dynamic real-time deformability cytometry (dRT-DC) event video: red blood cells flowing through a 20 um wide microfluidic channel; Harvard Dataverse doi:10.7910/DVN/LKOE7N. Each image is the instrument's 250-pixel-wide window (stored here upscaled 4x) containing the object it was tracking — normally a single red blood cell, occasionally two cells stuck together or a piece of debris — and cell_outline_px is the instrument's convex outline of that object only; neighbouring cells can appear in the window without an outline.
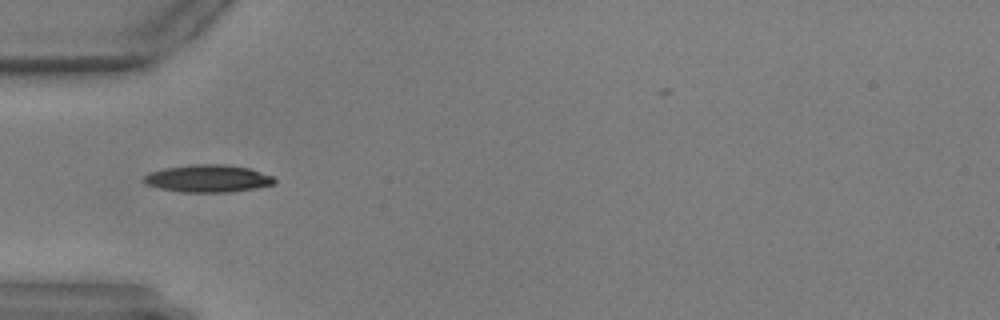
{"species": "common noctule bat (a hibernating species)", "species_latin": "Nyctalus noctula", "temperature_condition": "warm", "stored_images_in_passage": 36, "camera_frame_rate_fps": 3000, "um_per_image_px": 0.085, "animal": {"sex": "male", "body_mass_g": 17.9, "forearm_length_mm": 54.2}, "frame": {"image": 1, "passage_image": 1, "time_ms": 0.0, "image_size_px": [1000, 320], "cell_outline_px": [[276, 184], [256, 188], [228, 192], [184, 192], [160, 188], [148, 184], [144, 180], [144, 176], [148, 172], [164, 168], [192, 164], [224, 164], [248, 168], [272, 176], [276, 180]], "centroid_in_image_um": [17.69, 15.17], "position_along_channel_um": 67.3, "area_um2": 20.75}}
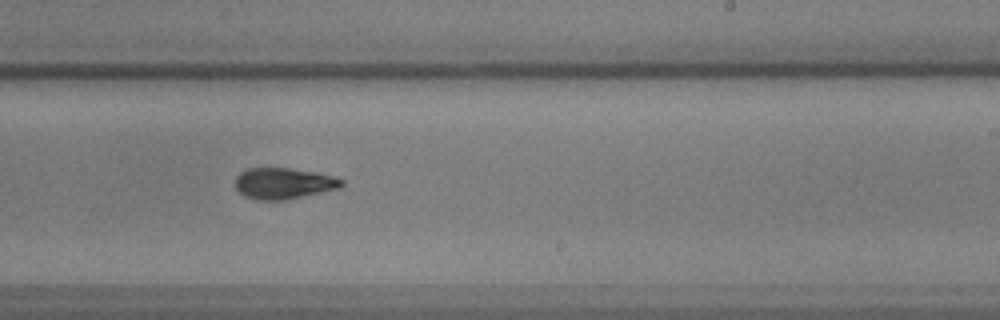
{"frame": {"image": 2, "passage_image": 18, "time_ms": 5.667, "image_size_px": [1000, 320], "cell_outline_px": [[344, 184], [340, 188], [288, 200], [256, 200], [244, 196], [236, 188], [236, 176], [240, 172], [248, 168], [288, 168], [316, 172], [336, 176], [344, 180]], "centroid_in_image_um": [24.14, 15.59], "position_along_channel_um": 264.9, "area_um2": 19.54}}
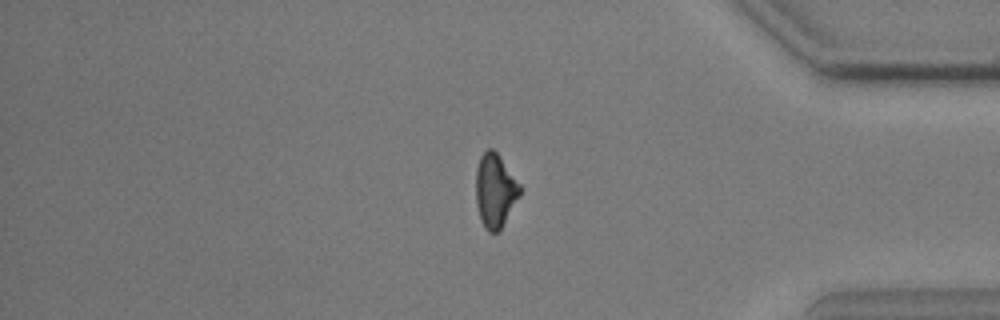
{"frame": {"image": 3, "passage_image": 31, "time_ms": 10.0, "image_size_px": [1000, 320], "cell_outline_px": [[520, 196], [500, 228], [496, 232], [488, 232], [484, 228], [480, 220], [476, 204], [476, 168], [480, 156], [488, 148], [492, 148], [496, 152], [520, 184]], "centroid_in_image_um": [42.06, 16.2], "position_along_channel_um": 393.1, "area_um2": 18.73}}